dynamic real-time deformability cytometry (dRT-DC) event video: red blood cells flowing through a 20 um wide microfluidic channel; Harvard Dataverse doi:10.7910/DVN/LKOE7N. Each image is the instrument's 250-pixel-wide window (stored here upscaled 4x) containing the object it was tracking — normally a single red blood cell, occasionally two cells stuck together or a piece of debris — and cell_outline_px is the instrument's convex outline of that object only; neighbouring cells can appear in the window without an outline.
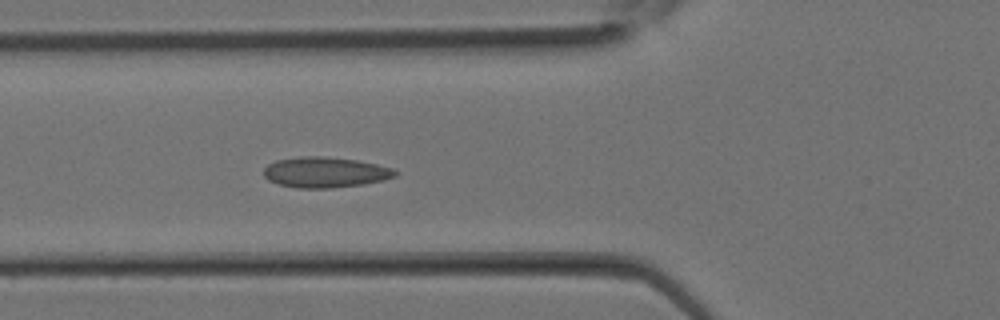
{"species": "Egyptian fruit bat (a non-hibernating species)", "species_latin": "Rousettus aegyptiacus", "temperature_condition": "room temperature", "stored_images_in_passage": 11, "camera_frame_rate_fps": 3000, "um_per_image_px": 0.085, "animal": {"sex": "female"}, "frame": {"image": 1, "passage_image": 11, "time_ms": 3.333, "image_size_px": [1000, 320], "cell_outline_px": [[400, 172], [396, 176], [384, 180], [364, 184], [332, 188], [296, 188], [280, 184], [268, 180], [264, 176], [264, 168], [268, 164], [276, 160], [300, 156], [324, 156], [356, 160], [376, 164], [392, 168]], "centroid_in_image_um": [27.65, 14.64], "position_along_channel_um": 98.1, "area_um2": 23.52}}